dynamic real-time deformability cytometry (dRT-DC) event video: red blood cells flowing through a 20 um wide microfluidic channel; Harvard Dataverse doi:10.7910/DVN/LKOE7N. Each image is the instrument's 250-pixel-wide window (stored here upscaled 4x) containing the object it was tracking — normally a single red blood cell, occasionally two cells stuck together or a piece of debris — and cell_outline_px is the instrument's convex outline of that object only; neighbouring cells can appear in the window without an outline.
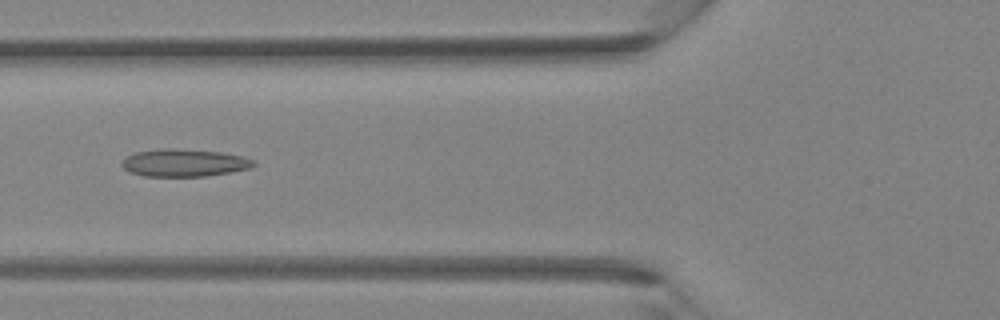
{"species": "Egyptian fruit bat (a non-hibernating species)", "species_latin": "Rousettus aegyptiacus", "temperature_condition": "room temperature", "stored_images_in_passage": 40, "camera_frame_rate_fps": 3000, "um_per_image_px": 0.085, "animal": {"sex": "female"}, "frame": {"image": 1, "passage_image": 16, "time_ms": 5.0, "image_size_px": [1000, 320], "cell_outline_px": [[256, 164], [248, 168], [228, 172], [204, 176], [144, 176], [128, 172], [120, 164], [128, 156], [136, 152], [160, 148], [168, 148], [220, 152], [244, 156], [256, 160]], "centroid_in_image_um": [15.64, 13.83], "position_along_channel_um": 110.2, "area_um2": 20.98}}
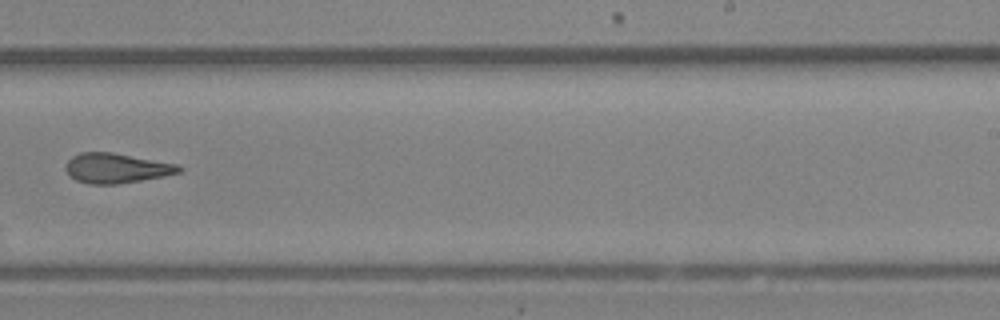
{"frame": {"image": 2, "passage_image": 26, "time_ms": 8.333, "image_size_px": [1000, 320], "cell_outline_px": [[184, 168], [180, 172], [164, 176], [116, 184], [92, 184], [76, 180], [64, 168], [68, 160], [72, 156], [80, 152], [112, 152], [180, 164]], "centroid_in_image_um": [9.93, 14.28], "position_along_channel_um": 279.1, "area_um2": 19.71}}
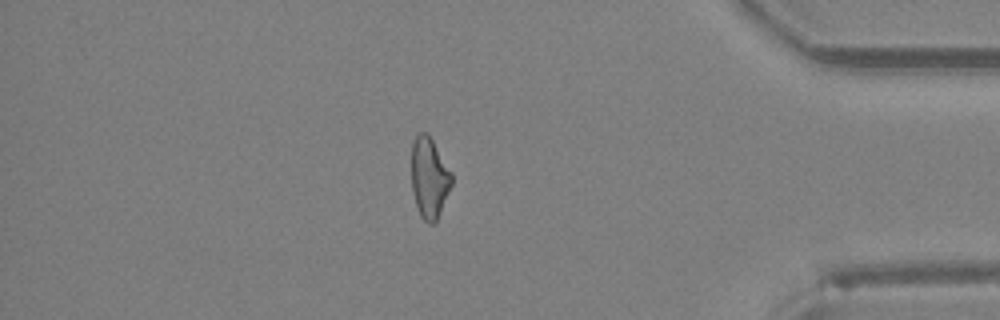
{"frame": {"image": 3, "passage_image": 35, "time_ms": 11.333, "image_size_px": [1000, 320], "cell_outline_px": [[452, 184], [440, 212], [436, 220], [432, 224], [428, 224], [420, 216], [412, 192], [412, 144], [416, 136], [420, 132], [428, 132], [452, 172]], "centroid_in_image_um": [36.49, 15.09], "position_along_channel_um": 398.7, "area_um2": 18.9}}